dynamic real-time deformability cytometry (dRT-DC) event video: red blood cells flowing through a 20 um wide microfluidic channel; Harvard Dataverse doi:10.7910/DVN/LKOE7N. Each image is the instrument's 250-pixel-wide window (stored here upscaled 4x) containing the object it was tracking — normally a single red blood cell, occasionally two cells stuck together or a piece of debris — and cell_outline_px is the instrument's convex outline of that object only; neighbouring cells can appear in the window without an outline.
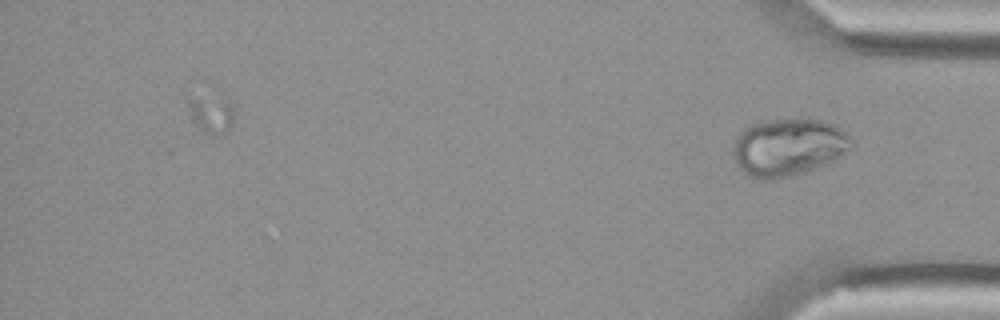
{"species": "Egyptian fruit bat (a non-hibernating species)", "species_latin": "Rousettus aegyptiacus", "temperature_condition": "cold", "stored_images_in_passage": 36, "camera_frame_rate_fps": 3000, "um_per_image_px": 0.085, "animal": {"sex": "female"}, "frame": {"image": 1, "passage_image": 36, "time_ms": 11.667, "image_size_px": [1000, 320], "cell_outline_px": [[852, 148], [836, 160], [808, 172], [776, 180], [760, 180], [748, 176], [736, 164], [732, 156], [732, 148], [736, 136], [744, 128], [752, 124], [764, 120], [824, 120], [832, 124], [844, 132], [852, 140]], "centroid_in_image_um": [66.97, 12.55], "position_along_channel_um": 368.2, "area_um2": 40.06}}